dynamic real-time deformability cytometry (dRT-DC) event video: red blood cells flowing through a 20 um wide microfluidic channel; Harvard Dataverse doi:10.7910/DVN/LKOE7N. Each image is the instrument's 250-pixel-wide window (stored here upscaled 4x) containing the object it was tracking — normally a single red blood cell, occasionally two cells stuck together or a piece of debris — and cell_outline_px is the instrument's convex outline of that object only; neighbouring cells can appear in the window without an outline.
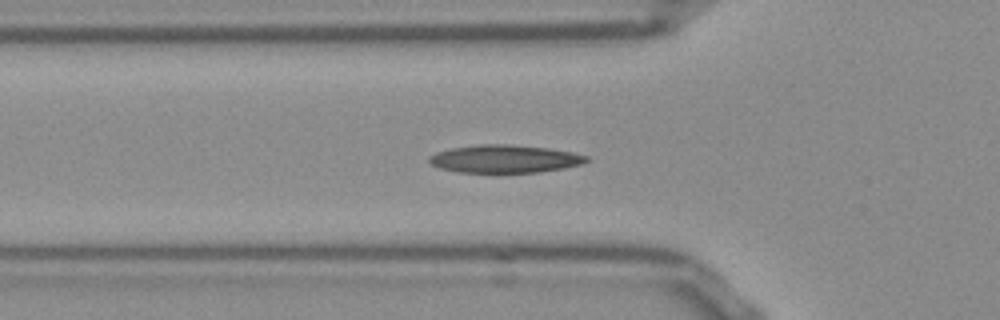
{"species": "Egyptian fruit bat (a non-hibernating species)", "species_latin": "Rousettus aegyptiacus", "temperature_condition": "room temperature", "stored_images_in_passage": 42, "camera_frame_rate_fps": 3000, "um_per_image_px": 0.085, "frame": {"image": 1, "passage_image": 11, "time_ms": 3.333, "image_size_px": [1000, 320], "cell_outline_px": [[592, 160], [580, 164], [564, 168], [540, 172], [456, 172], [440, 168], [432, 164], [428, 160], [428, 156], [436, 152], [452, 148], [476, 144], [508, 144], [548, 148], [572, 152], [588, 156]], "centroid_in_image_um": [42.9, 13.5], "position_along_channel_um": 82.9, "area_um2": 25.61}}
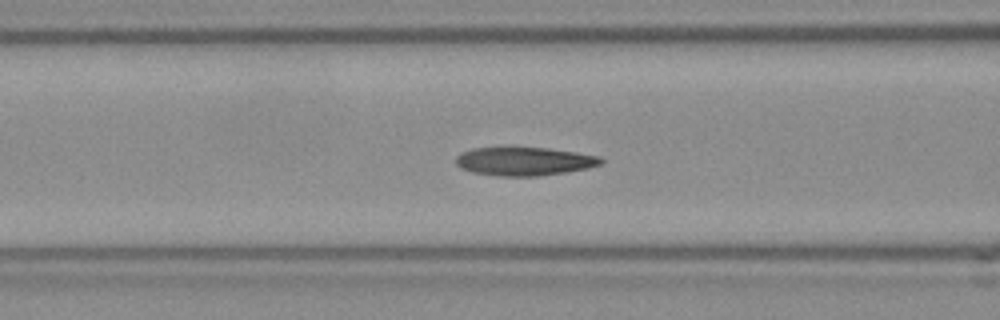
{"frame": {"image": 2, "passage_image": 14, "time_ms": 4.333, "image_size_px": [1000, 320], "cell_outline_px": [[604, 164], [588, 168], [568, 172], [536, 176], [496, 176], [472, 172], [460, 168], [456, 164], [456, 156], [460, 152], [472, 148], [548, 148], [576, 152], [600, 156], [604, 160]], "centroid_in_image_um": [44.58, 13.72], "position_along_channel_um": 122.0, "area_um2": 24.22}}
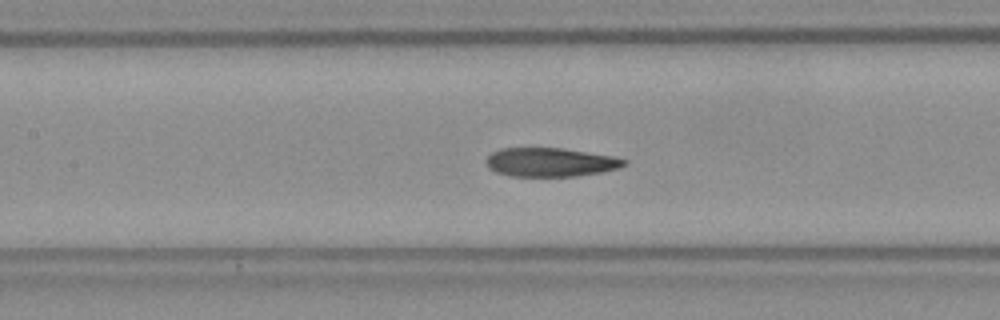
{"frame": {"image": 3, "passage_image": 17, "time_ms": 5.333, "image_size_px": [1000, 320], "cell_outline_px": [[628, 164], [620, 168], [604, 172], [576, 176], [508, 176], [496, 172], [488, 168], [488, 156], [492, 152], [500, 148], [560, 148], [612, 156], [628, 160]], "centroid_in_image_um": [46.82, 13.8], "position_along_channel_um": 160.6, "area_um2": 23.18}, "authors_computed_cell_mechanics": {"area_um2": 24.1604, "velocity_mm_per_s": 3.8315, "shape_relaxation_time_tau1_ms": 7.0307, "shape_relaxation_time_tau2_ms": 2.5531, "deformation_change_tau1": 0.2034, "deformation_change_tau2": 0.0888}}